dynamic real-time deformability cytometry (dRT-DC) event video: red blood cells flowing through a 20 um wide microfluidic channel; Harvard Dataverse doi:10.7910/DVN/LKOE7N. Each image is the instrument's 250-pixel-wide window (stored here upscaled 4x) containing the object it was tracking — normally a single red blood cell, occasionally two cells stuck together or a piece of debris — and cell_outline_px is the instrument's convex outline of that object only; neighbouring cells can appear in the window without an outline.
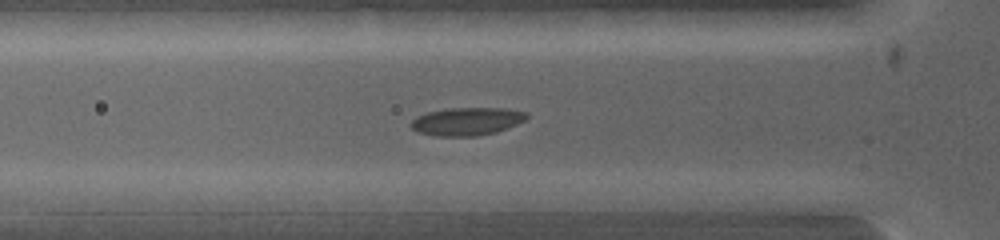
{"species": "common noctule bat (a hibernating species)", "species_latin": "Nyctalus noctula", "temperature_condition": "warm", "stored_images_in_passage": 15, "camera_frame_rate_fps": 5000, "um_per_image_px": 0.085, "animal": {"sex": "female", "body_mass_g": 19.0, "forearm_length_mm": 53.3}, "frame": {"image": 1, "passage_image": 8, "time_ms": 2.8, "image_size_px": [1000, 240], "cell_outline_px": [[528, 116], [524, 120], [516, 124], [496, 132], [476, 136], [432, 136], [416, 132], [408, 124], [416, 116], [428, 112], [448, 108], [504, 108], [528, 112]], "centroid_in_image_um": [39.63, 10.32], "position_along_channel_um": 86.2, "area_um2": 18.96}}
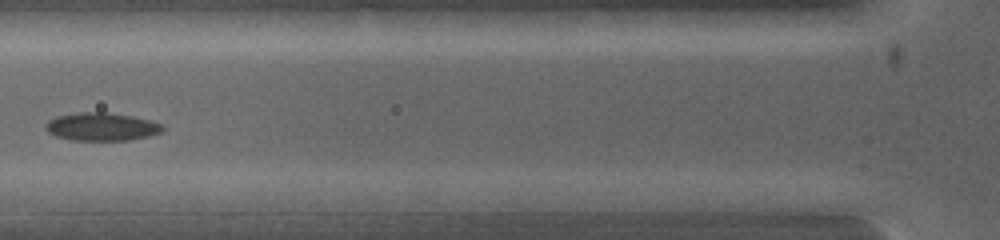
{"frame": {"image": 2, "passage_image": 10, "time_ms": 3.4, "image_size_px": [1000, 240], "cell_outline_px": [[164, 128], [160, 132], [148, 136], [128, 140], [72, 140], [56, 136], [48, 132], [44, 128], [44, 124], [48, 120], [56, 116], [80, 112], [104, 112], [132, 116], [148, 120], [160, 124]], "centroid_in_image_um": [8.57, 10.77], "position_along_channel_um": 117.2, "area_um2": 18.96}}